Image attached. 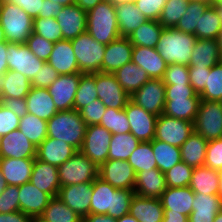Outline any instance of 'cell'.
Segmentation results:
<instances>
[{
    "instance_id": "42",
    "label": "cell",
    "mask_w": 222,
    "mask_h": 222,
    "mask_svg": "<svg viewBox=\"0 0 222 222\" xmlns=\"http://www.w3.org/2000/svg\"><path fill=\"white\" fill-rule=\"evenodd\" d=\"M140 143L131 133L113 134L109 145L108 160H128Z\"/></svg>"
},
{
    "instance_id": "35",
    "label": "cell",
    "mask_w": 222,
    "mask_h": 222,
    "mask_svg": "<svg viewBox=\"0 0 222 222\" xmlns=\"http://www.w3.org/2000/svg\"><path fill=\"white\" fill-rule=\"evenodd\" d=\"M208 141L195 131L181 145V161L195 168L204 166Z\"/></svg>"
},
{
    "instance_id": "15",
    "label": "cell",
    "mask_w": 222,
    "mask_h": 222,
    "mask_svg": "<svg viewBox=\"0 0 222 222\" xmlns=\"http://www.w3.org/2000/svg\"><path fill=\"white\" fill-rule=\"evenodd\" d=\"M98 177L116 189L134 190L136 173L128 160H107L99 166Z\"/></svg>"
},
{
    "instance_id": "22",
    "label": "cell",
    "mask_w": 222,
    "mask_h": 222,
    "mask_svg": "<svg viewBox=\"0 0 222 222\" xmlns=\"http://www.w3.org/2000/svg\"><path fill=\"white\" fill-rule=\"evenodd\" d=\"M195 193L189 186L167 187L159 198L164 213H180L189 216L192 212Z\"/></svg>"
},
{
    "instance_id": "16",
    "label": "cell",
    "mask_w": 222,
    "mask_h": 222,
    "mask_svg": "<svg viewBox=\"0 0 222 222\" xmlns=\"http://www.w3.org/2000/svg\"><path fill=\"white\" fill-rule=\"evenodd\" d=\"M79 81L80 73L59 75L47 88L58 111L74 109V100Z\"/></svg>"
},
{
    "instance_id": "19",
    "label": "cell",
    "mask_w": 222,
    "mask_h": 222,
    "mask_svg": "<svg viewBox=\"0 0 222 222\" xmlns=\"http://www.w3.org/2000/svg\"><path fill=\"white\" fill-rule=\"evenodd\" d=\"M56 20L61 28L63 40L75 39L87 30V12L76 4L62 7Z\"/></svg>"
},
{
    "instance_id": "27",
    "label": "cell",
    "mask_w": 222,
    "mask_h": 222,
    "mask_svg": "<svg viewBox=\"0 0 222 222\" xmlns=\"http://www.w3.org/2000/svg\"><path fill=\"white\" fill-rule=\"evenodd\" d=\"M34 160L0 158V172L7 185L20 186L30 182Z\"/></svg>"
},
{
    "instance_id": "28",
    "label": "cell",
    "mask_w": 222,
    "mask_h": 222,
    "mask_svg": "<svg viewBox=\"0 0 222 222\" xmlns=\"http://www.w3.org/2000/svg\"><path fill=\"white\" fill-rule=\"evenodd\" d=\"M167 188L165 174L158 168L136 173L134 192L141 197L160 198Z\"/></svg>"
},
{
    "instance_id": "29",
    "label": "cell",
    "mask_w": 222,
    "mask_h": 222,
    "mask_svg": "<svg viewBox=\"0 0 222 222\" xmlns=\"http://www.w3.org/2000/svg\"><path fill=\"white\" fill-rule=\"evenodd\" d=\"M189 67L211 68L221 61L222 50L215 39H197L192 50Z\"/></svg>"
},
{
    "instance_id": "60",
    "label": "cell",
    "mask_w": 222,
    "mask_h": 222,
    "mask_svg": "<svg viewBox=\"0 0 222 222\" xmlns=\"http://www.w3.org/2000/svg\"><path fill=\"white\" fill-rule=\"evenodd\" d=\"M20 117L0 103V137L19 128Z\"/></svg>"
},
{
    "instance_id": "67",
    "label": "cell",
    "mask_w": 222,
    "mask_h": 222,
    "mask_svg": "<svg viewBox=\"0 0 222 222\" xmlns=\"http://www.w3.org/2000/svg\"><path fill=\"white\" fill-rule=\"evenodd\" d=\"M7 46V41L0 43V75L5 74L9 70L7 63Z\"/></svg>"
},
{
    "instance_id": "34",
    "label": "cell",
    "mask_w": 222,
    "mask_h": 222,
    "mask_svg": "<svg viewBox=\"0 0 222 222\" xmlns=\"http://www.w3.org/2000/svg\"><path fill=\"white\" fill-rule=\"evenodd\" d=\"M113 75L130 97L150 80L146 71L133 62L125 64Z\"/></svg>"
},
{
    "instance_id": "46",
    "label": "cell",
    "mask_w": 222,
    "mask_h": 222,
    "mask_svg": "<svg viewBox=\"0 0 222 222\" xmlns=\"http://www.w3.org/2000/svg\"><path fill=\"white\" fill-rule=\"evenodd\" d=\"M98 98L95 73H80V81L74 100V110L78 112Z\"/></svg>"
},
{
    "instance_id": "74",
    "label": "cell",
    "mask_w": 222,
    "mask_h": 222,
    "mask_svg": "<svg viewBox=\"0 0 222 222\" xmlns=\"http://www.w3.org/2000/svg\"><path fill=\"white\" fill-rule=\"evenodd\" d=\"M6 187H7V183L0 172V196L3 193V191L6 189Z\"/></svg>"
},
{
    "instance_id": "39",
    "label": "cell",
    "mask_w": 222,
    "mask_h": 222,
    "mask_svg": "<svg viewBox=\"0 0 222 222\" xmlns=\"http://www.w3.org/2000/svg\"><path fill=\"white\" fill-rule=\"evenodd\" d=\"M152 149L157 162V168L162 173H166L177 163L181 162L180 147L153 139Z\"/></svg>"
},
{
    "instance_id": "76",
    "label": "cell",
    "mask_w": 222,
    "mask_h": 222,
    "mask_svg": "<svg viewBox=\"0 0 222 222\" xmlns=\"http://www.w3.org/2000/svg\"><path fill=\"white\" fill-rule=\"evenodd\" d=\"M212 5L215 7V9L219 15L221 25H222V4H212Z\"/></svg>"
},
{
    "instance_id": "40",
    "label": "cell",
    "mask_w": 222,
    "mask_h": 222,
    "mask_svg": "<svg viewBox=\"0 0 222 222\" xmlns=\"http://www.w3.org/2000/svg\"><path fill=\"white\" fill-rule=\"evenodd\" d=\"M210 5V3L200 0H189L186 13L175 28L184 33L195 35L196 28H199L200 18Z\"/></svg>"
},
{
    "instance_id": "64",
    "label": "cell",
    "mask_w": 222,
    "mask_h": 222,
    "mask_svg": "<svg viewBox=\"0 0 222 222\" xmlns=\"http://www.w3.org/2000/svg\"><path fill=\"white\" fill-rule=\"evenodd\" d=\"M0 103L19 117L28 113L26 99L0 98Z\"/></svg>"
},
{
    "instance_id": "8",
    "label": "cell",
    "mask_w": 222,
    "mask_h": 222,
    "mask_svg": "<svg viewBox=\"0 0 222 222\" xmlns=\"http://www.w3.org/2000/svg\"><path fill=\"white\" fill-rule=\"evenodd\" d=\"M193 126L207 141L222 137V103L200 100Z\"/></svg>"
},
{
    "instance_id": "61",
    "label": "cell",
    "mask_w": 222,
    "mask_h": 222,
    "mask_svg": "<svg viewBox=\"0 0 222 222\" xmlns=\"http://www.w3.org/2000/svg\"><path fill=\"white\" fill-rule=\"evenodd\" d=\"M211 68L208 67H189V81L197 94H200L206 84L207 74Z\"/></svg>"
},
{
    "instance_id": "50",
    "label": "cell",
    "mask_w": 222,
    "mask_h": 222,
    "mask_svg": "<svg viewBox=\"0 0 222 222\" xmlns=\"http://www.w3.org/2000/svg\"><path fill=\"white\" fill-rule=\"evenodd\" d=\"M33 33L53 43L63 40L62 31L56 18H34Z\"/></svg>"
},
{
    "instance_id": "44",
    "label": "cell",
    "mask_w": 222,
    "mask_h": 222,
    "mask_svg": "<svg viewBox=\"0 0 222 222\" xmlns=\"http://www.w3.org/2000/svg\"><path fill=\"white\" fill-rule=\"evenodd\" d=\"M128 163L133 167L135 173L141 171H151L157 168V162L152 149V141L141 142L132 152Z\"/></svg>"
},
{
    "instance_id": "69",
    "label": "cell",
    "mask_w": 222,
    "mask_h": 222,
    "mask_svg": "<svg viewBox=\"0 0 222 222\" xmlns=\"http://www.w3.org/2000/svg\"><path fill=\"white\" fill-rule=\"evenodd\" d=\"M162 222H188V216L180 213H164Z\"/></svg>"
},
{
    "instance_id": "3",
    "label": "cell",
    "mask_w": 222,
    "mask_h": 222,
    "mask_svg": "<svg viewBox=\"0 0 222 222\" xmlns=\"http://www.w3.org/2000/svg\"><path fill=\"white\" fill-rule=\"evenodd\" d=\"M197 37L176 28H163L156 50L167 64L189 65Z\"/></svg>"
},
{
    "instance_id": "43",
    "label": "cell",
    "mask_w": 222,
    "mask_h": 222,
    "mask_svg": "<svg viewBox=\"0 0 222 222\" xmlns=\"http://www.w3.org/2000/svg\"><path fill=\"white\" fill-rule=\"evenodd\" d=\"M47 222H83V219L58 197H52L40 216Z\"/></svg>"
},
{
    "instance_id": "53",
    "label": "cell",
    "mask_w": 222,
    "mask_h": 222,
    "mask_svg": "<svg viewBox=\"0 0 222 222\" xmlns=\"http://www.w3.org/2000/svg\"><path fill=\"white\" fill-rule=\"evenodd\" d=\"M162 81L165 85H190L189 66L184 64H168Z\"/></svg>"
},
{
    "instance_id": "2",
    "label": "cell",
    "mask_w": 222,
    "mask_h": 222,
    "mask_svg": "<svg viewBox=\"0 0 222 222\" xmlns=\"http://www.w3.org/2000/svg\"><path fill=\"white\" fill-rule=\"evenodd\" d=\"M86 127V123L77 110L58 111L47 121V137L64 141L80 151Z\"/></svg>"
},
{
    "instance_id": "26",
    "label": "cell",
    "mask_w": 222,
    "mask_h": 222,
    "mask_svg": "<svg viewBox=\"0 0 222 222\" xmlns=\"http://www.w3.org/2000/svg\"><path fill=\"white\" fill-rule=\"evenodd\" d=\"M76 151L74 147L64 141L47 137L37 147L36 158L45 163L59 167L71 158Z\"/></svg>"
},
{
    "instance_id": "13",
    "label": "cell",
    "mask_w": 222,
    "mask_h": 222,
    "mask_svg": "<svg viewBox=\"0 0 222 222\" xmlns=\"http://www.w3.org/2000/svg\"><path fill=\"white\" fill-rule=\"evenodd\" d=\"M124 110L129 121L130 133L140 142L152 141L155 136V125L158 116L147 112L131 99Z\"/></svg>"
},
{
    "instance_id": "66",
    "label": "cell",
    "mask_w": 222,
    "mask_h": 222,
    "mask_svg": "<svg viewBox=\"0 0 222 222\" xmlns=\"http://www.w3.org/2000/svg\"><path fill=\"white\" fill-rule=\"evenodd\" d=\"M32 217L21 211L12 213H0V222H30Z\"/></svg>"
},
{
    "instance_id": "45",
    "label": "cell",
    "mask_w": 222,
    "mask_h": 222,
    "mask_svg": "<svg viewBox=\"0 0 222 222\" xmlns=\"http://www.w3.org/2000/svg\"><path fill=\"white\" fill-rule=\"evenodd\" d=\"M222 28L219 15L213 5H210L199 21V28H196L197 39H215L219 37Z\"/></svg>"
},
{
    "instance_id": "63",
    "label": "cell",
    "mask_w": 222,
    "mask_h": 222,
    "mask_svg": "<svg viewBox=\"0 0 222 222\" xmlns=\"http://www.w3.org/2000/svg\"><path fill=\"white\" fill-rule=\"evenodd\" d=\"M23 9L32 19L42 13L43 0H4Z\"/></svg>"
},
{
    "instance_id": "23",
    "label": "cell",
    "mask_w": 222,
    "mask_h": 222,
    "mask_svg": "<svg viewBox=\"0 0 222 222\" xmlns=\"http://www.w3.org/2000/svg\"><path fill=\"white\" fill-rule=\"evenodd\" d=\"M30 183L52 197L58 196L61 187L58 167L35 158Z\"/></svg>"
},
{
    "instance_id": "17",
    "label": "cell",
    "mask_w": 222,
    "mask_h": 222,
    "mask_svg": "<svg viewBox=\"0 0 222 222\" xmlns=\"http://www.w3.org/2000/svg\"><path fill=\"white\" fill-rule=\"evenodd\" d=\"M93 183L60 187L58 197L82 219L90 214Z\"/></svg>"
},
{
    "instance_id": "20",
    "label": "cell",
    "mask_w": 222,
    "mask_h": 222,
    "mask_svg": "<svg viewBox=\"0 0 222 222\" xmlns=\"http://www.w3.org/2000/svg\"><path fill=\"white\" fill-rule=\"evenodd\" d=\"M132 51L133 45L127 37L110 42L105 48L101 72L113 74L125 64L132 62Z\"/></svg>"
},
{
    "instance_id": "78",
    "label": "cell",
    "mask_w": 222,
    "mask_h": 222,
    "mask_svg": "<svg viewBox=\"0 0 222 222\" xmlns=\"http://www.w3.org/2000/svg\"><path fill=\"white\" fill-rule=\"evenodd\" d=\"M5 41H6V38H5V35H4V31H3V28L0 24V43L5 42Z\"/></svg>"
},
{
    "instance_id": "12",
    "label": "cell",
    "mask_w": 222,
    "mask_h": 222,
    "mask_svg": "<svg viewBox=\"0 0 222 222\" xmlns=\"http://www.w3.org/2000/svg\"><path fill=\"white\" fill-rule=\"evenodd\" d=\"M8 69L25 75L30 81L37 75L44 61L37 58L25 44L8 42Z\"/></svg>"
},
{
    "instance_id": "10",
    "label": "cell",
    "mask_w": 222,
    "mask_h": 222,
    "mask_svg": "<svg viewBox=\"0 0 222 222\" xmlns=\"http://www.w3.org/2000/svg\"><path fill=\"white\" fill-rule=\"evenodd\" d=\"M112 135L99 124L87 126L80 151L99 167L108 160Z\"/></svg>"
},
{
    "instance_id": "72",
    "label": "cell",
    "mask_w": 222,
    "mask_h": 222,
    "mask_svg": "<svg viewBox=\"0 0 222 222\" xmlns=\"http://www.w3.org/2000/svg\"><path fill=\"white\" fill-rule=\"evenodd\" d=\"M116 222H139V221L136 218H134L132 215L127 214L117 219Z\"/></svg>"
},
{
    "instance_id": "62",
    "label": "cell",
    "mask_w": 222,
    "mask_h": 222,
    "mask_svg": "<svg viewBox=\"0 0 222 222\" xmlns=\"http://www.w3.org/2000/svg\"><path fill=\"white\" fill-rule=\"evenodd\" d=\"M166 98H200L191 85H165Z\"/></svg>"
},
{
    "instance_id": "71",
    "label": "cell",
    "mask_w": 222,
    "mask_h": 222,
    "mask_svg": "<svg viewBox=\"0 0 222 222\" xmlns=\"http://www.w3.org/2000/svg\"><path fill=\"white\" fill-rule=\"evenodd\" d=\"M103 0H75V4L84 11L88 12Z\"/></svg>"
},
{
    "instance_id": "31",
    "label": "cell",
    "mask_w": 222,
    "mask_h": 222,
    "mask_svg": "<svg viewBox=\"0 0 222 222\" xmlns=\"http://www.w3.org/2000/svg\"><path fill=\"white\" fill-rule=\"evenodd\" d=\"M25 99L28 113L45 121L58 112L47 88L31 87Z\"/></svg>"
},
{
    "instance_id": "38",
    "label": "cell",
    "mask_w": 222,
    "mask_h": 222,
    "mask_svg": "<svg viewBox=\"0 0 222 222\" xmlns=\"http://www.w3.org/2000/svg\"><path fill=\"white\" fill-rule=\"evenodd\" d=\"M163 28L158 20H147L127 38L133 46L156 48Z\"/></svg>"
},
{
    "instance_id": "55",
    "label": "cell",
    "mask_w": 222,
    "mask_h": 222,
    "mask_svg": "<svg viewBox=\"0 0 222 222\" xmlns=\"http://www.w3.org/2000/svg\"><path fill=\"white\" fill-rule=\"evenodd\" d=\"M204 166L216 171L222 170V137L208 141Z\"/></svg>"
},
{
    "instance_id": "75",
    "label": "cell",
    "mask_w": 222,
    "mask_h": 222,
    "mask_svg": "<svg viewBox=\"0 0 222 222\" xmlns=\"http://www.w3.org/2000/svg\"><path fill=\"white\" fill-rule=\"evenodd\" d=\"M218 197L222 202V170L219 171V189H218Z\"/></svg>"
},
{
    "instance_id": "52",
    "label": "cell",
    "mask_w": 222,
    "mask_h": 222,
    "mask_svg": "<svg viewBox=\"0 0 222 222\" xmlns=\"http://www.w3.org/2000/svg\"><path fill=\"white\" fill-rule=\"evenodd\" d=\"M222 210V202L218 195L195 193L192 212L190 214L217 215Z\"/></svg>"
},
{
    "instance_id": "56",
    "label": "cell",
    "mask_w": 222,
    "mask_h": 222,
    "mask_svg": "<svg viewBox=\"0 0 222 222\" xmlns=\"http://www.w3.org/2000/svg\"><path fill=\"white\" fill-rule=\"evenodd\" d=\"M106 106L100 99H96L86 107L82 108L79 113L87 126L98 125L106 111Z\"/></svg>"
},
{
    "instance_id": "48",
    "label": "cell",
    "mask_w": 222,
    "mask_h": 222,
    "mask_svg": "<svg viewBox=\"0 0 222 222\" xmlns=\"http://www.w3.org/2000/svg\"><path fill=\"white\" fill-rule=\"evenodd\" d=\"M99 125L112 134L130 133V125L124 109L106 108Z\"/></svg>"
},
{
    "instance_id": "1",
    "label": "cell",
    "mask_w": 222,
    "mask_h": 222,
    "mask_svg": "<svg viewBox=\"0 0 222 222\" xmlns=\"http://www.w3.org/2000/svg\"><path fill=\"white\" fill-rule=\"evenodd\" d=\"M90 214H107L115 219L129 214L134 190L116 189L97 177L93 181Z\"/></svg>"
},
{
    "instance_id": "7",
    "label": "cell",
    "mask_w": 222,
    "mask_h": 222,
    "mask_svg": "<svg viewBox=\"0 0 222 222\" xmlns=\"http://www.w3.org/2000/svg\"><path fill=\"white\" fill-rule=\"evenodd\" d=\"M99 167L86 157L81 151L69 158L65 163L58 167V175L61 187L93 183L98 177Z\"/></svg>"
},
{
    "instance_id": "5",
    "label": "cell",
    "mask_w": 222,
    "mask_h": 222,
    "mask_svg": "<svg viewBox=\"0 0 222 222\" xmlns=\"http://www.w3.org/2000/svg\"><path fill=\"white\" fill-rule=\"evenodd\" d=\"M0 24L7 42L25 44L33 32V19L15 4L1 0Z\"/></svg>"
},
{
    "instance_id": "30",
    "label": "cell",
    "mask_w": 222,
    "mask_h": 222,
    "mask_svg": "<svg viewBox=\"0 0 222 222\" xmlns=\"http://www.w3.org/2000/svg\"><path fill=\"white\" fill-rule=\"evenodd\" d=\"M129 214L139 222H162L164 208L159 198H149L134 195Z\"/></svg>"
},
{
    "instance_id": "25",
    "label": "cell",
    "mask_w": 222,
    "mask_h": 222,
    "mask_svg": "<svg viewBox=\"0 0 222 222\" xmlns=\"http://www.w3.org/2000/svg\"><path fill=\"white\" fill-rule=\"evenodd\" d=\"M47 62L59 75L80 73L71 40H61L54 43L53 51Z\"/></svg>"
},
{
    "instance_id": "70",
    "label": "cell",
    "mask_w": 222,
    "mask_h": 222,
    "mask_svg": "<svg viewBox=\"0 0 222 222\" xmlns=\"http://www.w3.org/2000/svg\"><path fill=\"white\" fill-rule=\"evenodd\" d=\"M215 216L211 214H190L188 222H214Z\"/></svg>"
},
{
    "instance_id": "32",
    "label": "cell",
    "mask_w": 222,
    "mask_h": 222,
    "mask_svg": "<svg viewBox=\"0 0 222 222\" xmlns=\"http://www.w3.org/2000/svg\"><path fill=\"white\" fill-rule=\"evenodd\" d=\"M31 89V81L23 74L8 70L0 75V98L25 99Z\"/></svg>"
},
{
    "instance_id": "47",
    "label": "cell",
    "mask_w": 222,
    "mask_h": 222,
    "mask_svg": "<svg viewBox=\"0 0 222 222\" xmlns=\"http://www.w3.org/2000/svg\"><path fill=\"white\" fill-rule=\"evenodd\" d=\"M201 100L220 102L222 99V62L211 67L207 74L204 90L199 94Z\"/></svg>"
},
{
    "instance_id": "49",
    "label": "cell",
    "mask_w": 222,
    "mask_h": 222,
    "mask_svg": "<svg viewBox=\"0 0 222 222\" xmlns=\"http://www.w3.org/2000/svg\"><path fill=\"white\" fill-rule=\"evenodd\" d=\"M189 0H166L159 16V23L165 28H175L186 13Z\"/></svg>"
},
{
    "instance_id": "65",
    "label": "cell",
    "mask_w": 222,
    "mask_h": 222,
    "mask_svg": "<svg viewBox=\"0 0 222 222\" xmlns=\"http://www.w3.org/2000/svg\"><path fill=\"white\" fill-rule=\"evenodd\" d=\"M42 13L37 18H56L62 7L58 3L50 2L49 0H43Z\"/></svg>"
},
{
    "instance_id": "51",
    "label": "cell",
    "mask_w": 222,
    "mask_h": 222,
    "mask_svg": "<svg viewBox=\"0 0 222 222\" xmlns=\"http://www.w3.org/2000/svg\"><path fill=\"white\" fill-rule=\"evenodd\" d=\"M193 167L181 161L168 170L165 174L167 187L180 188L189 186Z\"/></svg>"
},
{
    "instance_id": "68",
    "label": "cell",
    "mask_w": 222,
    "mask_h": 222,
    "mask_svg": "<svg viewBox=\"0 0 222 222\" xmlns=\"http://www.w3.org/2000/svg\"><path fill=\"white\" fill-rule=\"evenodd\" d=\"M117 219L107 214H89L83 218V222H116Z\"/></svg>"
},
{
    "instance_id": "18",
    "label": "cell",
    "mask_w": 222,
    "mask_h": 222,
    "mask_svg": "<svg viewBox=\"0 0 222 222\" xmlns=\"http://www.w3.org/2000/svg\"><path fill=\"white\" fill-rule=\"evenodd\" d=\"M37 147L16 129L1 137L0 158L35 159Z\"/></svg>"
},
{
    "instance_id": "37",
    "label": "cell",
    "mask_w": 222,
    "mask_h": 222,
    "mask_svg": "<svg viewBox=\"0 0 222 222\" xmlns=\"http://www.w3.org/2000/svg\"><path fill=\"white\" fill-rule=\"evenodd\" d=\"M201 98H166L163 114L194 123Z\"/></svg>"
},
{
    "instance_id": "41",
    "label": "cell",
    "mask_w": 222,
    "mask_h": 222,
    "mask_svg": "<svg viewBox=\"0 0 222 222\" xmlns=\"http://www.w3.org/2000/svg\"><path fill=\"white\" fill-rule=\"evenodd\" d=\"M26 138L38 147L47 138V121L27 113L20 117L18 128Z\"/></svg>"
},
{
    "instance_id": "4",
    "label": "cell",
    "mask_w": 222,
    "mask_h": 222,
    "mask_svg": "<svg viewBox=\"0 0 222 222\" xmlns=\"http://www.w3.org/2000/svg\"><path fill=\"white\" fill-rule=\"evenodd\" d=\"M95 40L108 45L120 38L115 5L103 0L87 12V30Z\"/></svg>"
},
{
    "instance_id": "33",
    "label": "cell",
    "mask_w": 222,
    "mask_h": 222,
    "mask_svg": "<svg viewBox=\"0 0 222 222\" xmlns=\"http://www.w3.org/2000/svg\"><path fill=\"white\" fill-rule=\"evenodd\" d=\"M115 10L121 37H128L147 21V18L138 10L134 1L115 5Z\"/></svg>"
},
{
    "instance_id": "58",
    "label": "cell",
    "mask_w": 222,
    "mask_h": 222,
    "mask_svg": "<svg viewBox=\"0 0 222 222\" xmlns=\"http://www.w3.org/2000/svg\"><path fill=\"white\" fill-rule=\"evenodd\" d=\"M58 77L59 73L48 62H44L37 75L31 80V87L48 88Z\"/></svg>"
},
{
    "instance_id": "24",
    "label": "cell",
    "mask_w": 222,
    "mask_h": 222,
    "mask_svg": "<svg viewBox=\"0 0 222 222\" xmlns=\"http://www.w3.org/2000/svg\"><path fill=\"white\" fill-rule=\"evenodd\" d=\"M132 62L143 68L150 79H162L167 63L156 48L133 46Z\"/></svg>"
},
{
    "instance_id": "57",
    "label": "cell",
    "mask_w": 222,
    "mask_h": 222,
    "mask_svg": "<svg viewBox=\"0 0 222 222\" xmlns=\"http://www.w3.org/2000/svg\"><path fill=\"white\" fill-rule=\"evenodd\" d=\"M19 211L18 186L7 185L0 196V213H12Z\"/></svg>"
},
{
    "instance_id": "21",
    "label": "cell",
    "mask_w": 222,
    "mask_h": 222,
    "mask_svg": "<svg viewBox=\"0 0 222 222\" xmlns=\"http://www.w3.org/2000/svg\"><path fill=\"white\" fill-rule=\"evenodd\" d=\"M19 190V211L30 217H40L52 196L40 191L30 182L18 186Z\"/></svg>"
},
{
    "instance_id": "73",
    "label": "cell",
    "mask_w": 222,
    "mask_h": 222,
    "mask_svg": "<svg viewBox=\"0 0 222 222\" xmlns=\"http://www.w3.org/2000/svg\"><path fill=\"white\" fill-rule=\"evenodd\" d=\"M49 1L53 3H58L63 7L75 4V0H49Z\"/></svg>"
},
{
    "instance_id": "77",
    "label": "cell",
    "mask_w": 222,
    "mask_h": 222,
    "mask_svg": "<svg viewBox=\"0 0 222 222\" xmlns=\"http://www.w3.org/2000/svg\"><path fill=\"white\" fill-rule=\"evenodd\" d=\"M106 1H110L113 5H119L122 3H129L130 1L133 0H106Z\"/></svg>"
},
{
    "instance_id": "54",
    "label": "cell",
    "mask_w": 222,
    "mask_h": 222,
    "mask_svg": "<svg viewBox=\"0 0 222 222\" xmlns=\"http://www.w3.org/2000/svg\"><path fill=\"white\" fill-rule=\"evenodd\" d=\"M25 45L37 58H40L44 62H47L54 47L53 42L48 41L47 39L33 32L28 37Z\"/></svg>"
},
{
    "instance_id": "36",
    "label": "cell",
    "mask_w": 222,
    "mask_h": 222,
    "mask_svg": "<svg viewBox=\"0 0 222 222\" xmlns=\"http://www.w3.org/2000/svg\"><path fill=\"white\" fill-rule=\"evenodd\" d=\"M189 187L194 193L218 195L219 171L206 166L193 168Z\"/></svg>"
},
{
    "instance_id": "9",
    "label": "cell",
    "mask_w": 222,
    "mask_h": 222,
    "mask_svg": "<svg viewBox=\"0 0 222 222\" xmlns=\"http://www.w3.org/2000/svg\"><path fill=\"white\" fill-rule=\"evenodd\" d=\"M193 132V122L170 117L162 113L156 120L154 139L181 147Z\"/></svg>"
},
{
    "instance_id": "14",
    "label": "cell",
    "mask_w": 222,
    "mask_h": 222,
    "mask_svg": "<svg viewBox=\"0 0 222 222\" xmlns=\"http://www.w3.org/2000/svg\"><path fill=\"white\" fill-rule=\"evenodd\" d=\"M131 100L156 116L164 112L166 103L165 84L162 79L148 80L132 96Z\"/></svg>"
},
{
    "instance_id": "11",
    "label": "cell",
    "mask_w": 222,
    "mask_h": 222,
    "mask_svg": "<svg viewBox=\"0 0 222 222\" xmlns=\"http://www.w3.org/2000/svg\"><path fill=\"white\" fill-rule=\"evenodd\" d=\"M95 85L97 89L98 99L107 108L124 109L130 95L122 88L115 76L111 73H95Z\"/></svg>"
},
{
    "instance_id": "80",
    "label": "cell",
    "mask_w": 222,
    "mask_h": 222,
    "mask_svg": "<svg viewBox=\"0 0 222 222\" xmlns=\"http://www.w3.org/2000/svg\"><path fill=\"white\" fill-rule=\"evenodd\" d=\"M30 222H47L41 217H32Z\"/></svg>"
},
{
    "instance_id": "59",
    "label": "cell",
    "mask_w": 222,
    "mask_h": 222,
    "mask_svg": "<svg viewBox=\"0 0 222 222\" xmlns=\"http://www.w3.org/2000/svg\"><path fill=\"white\" fill-rule=\"evenodd\" d=\"M147 20H159L166 0H133Z\"/></svg>"
},
{
    "instance_id": "6",
    "label": "cell",
    "mask_w": 222,
    "mask_h": 222,
    "mask_svg": "<svg viewBox=\"0 0 222 222\" xmlns=\"http://www.w3.org/2000/svg\"><path fill=\"white\" fill-rule=\"evenodd\" d=\"M80 73L101 72L106 45L95 40L87 31L71 40Z\"/></svg>"
},
{
    "instance_id": "79",
    "label": "cell",
    "mask_w": 222,
    "mask_h": 222,
    "mask_svg": "<svg viewBox=\"0 0 222 222\" xmlns=\"http://www.w3.org/2000/svg\"><path fill=\"white\" fill-rule=\"evenodd\" d=\"M214 222H222V210L215 216Z\"/></svg>"
}]
</instances>
